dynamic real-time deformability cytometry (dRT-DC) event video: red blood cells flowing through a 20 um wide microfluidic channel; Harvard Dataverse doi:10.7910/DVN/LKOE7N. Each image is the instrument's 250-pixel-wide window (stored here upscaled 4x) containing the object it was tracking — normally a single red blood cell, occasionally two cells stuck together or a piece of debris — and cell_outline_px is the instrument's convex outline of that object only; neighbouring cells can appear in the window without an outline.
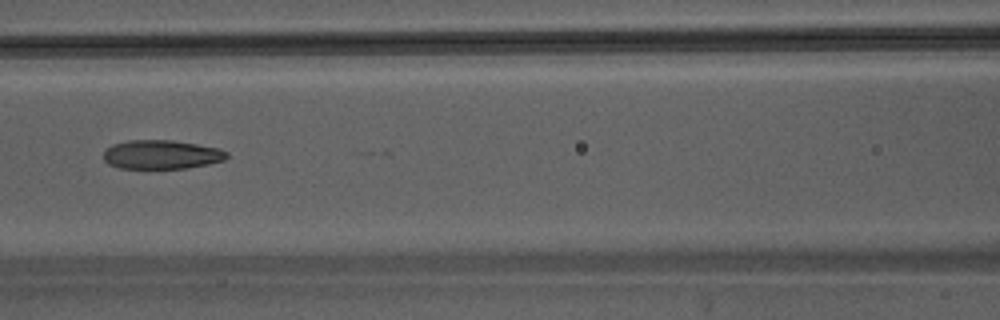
{"species": "Egyptian fruit bat (a non-hibernating species)", "species_latin": "Rousettus aegyptiacus", "temperature_condition": "warm", "stored_images_in_passage": 38, "camera_frame_rate_fps": 3000, "um_per_image_px": 0.085, "animal": {"sex": "male"}, "frame": {"image": 1, "passage_image": 20, "time_ms": 6.333, "image_size_px": [1000, 320], "cell_outline_px": [[228, 156], [224, 160], [208, 164], [188, 168], [120, 168], [108, 164], [104, 160], [104, 152], [112, 144], [128, 140], [172, 140], [196, 144], [216, 148], [228, 152]], "centroid_in_image_um": [13.71, 13.14], "position_along_channel_um": 152.9, "area_um2": 20.69}}
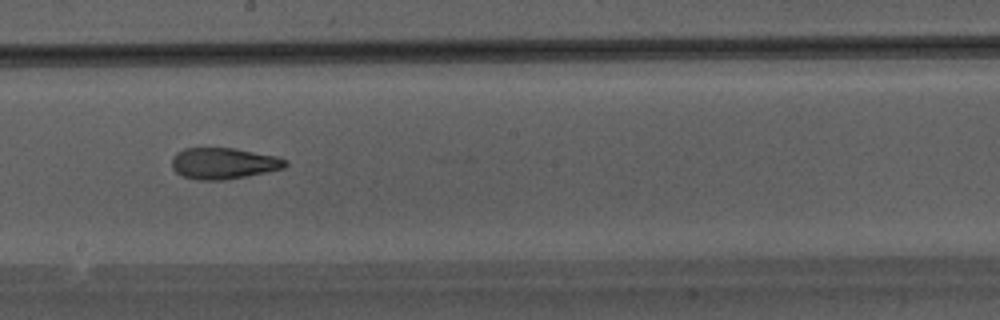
{"frame": {"image": 2, "passage_image": 25, "time_ms": 8.0, "image_size_px": [1000, 320], "cell_outline_px": [[288, 164], [284, 168], [224, 180], [200, 180], [184, 176], [176, 172], [172, 168], [172, 156], [176, 152], [184, 148], [236, 148], [276, 156], [288, 160]], "centroid_in_image_um": [18.99, 13.87], "position_along_channel_um": 229.2, "area_um2": 20.63}}
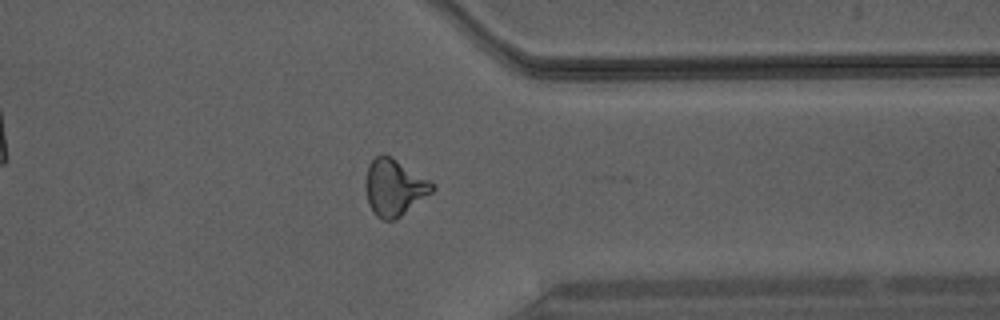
{"frame": {"image": 3, "passage_image": 35, "time_ms": 11.333, "image_size_px": [1000, 320], "cell_outline_px": [[436, 188], [432, 192], [396, 220], [380, 220], [372, 212], [368, 204], [364, 184], [368, 168], [372, 160], [376, 156], [384, 152], [392, 156], [436, 184]], "centroid_in_image_um": [33.5, 15.93], "position_along_channel_um": 377.9, "area_um2": 22.37}}